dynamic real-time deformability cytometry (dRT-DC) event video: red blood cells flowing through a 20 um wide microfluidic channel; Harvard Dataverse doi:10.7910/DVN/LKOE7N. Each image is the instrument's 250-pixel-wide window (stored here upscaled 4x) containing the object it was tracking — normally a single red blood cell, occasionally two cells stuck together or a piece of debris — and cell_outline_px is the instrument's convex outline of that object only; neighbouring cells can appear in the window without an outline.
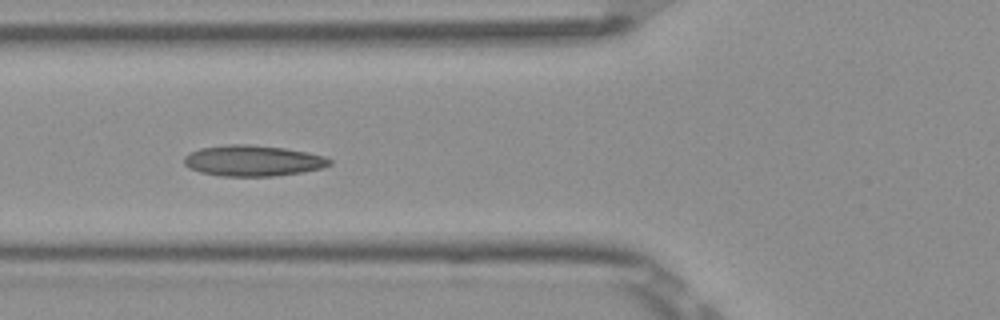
{"species": "Egyptian fruit bat (a non-hibernating species)", "species_latin": "Rousettus aegyptiacus", "temperature_condition": "room temperature", "stored_images_in_passage": 8, "camera_frame_rate_fps": 3000, "um_per_image_px": 0.085, "frame": {"image": 1, "passage_image": 6, "time_ms": 1.667, "image_size_px": [1000, 320], "cell_outline_px": [[332, 164], [324, 168], [304, 172], [276, 176], [220, 176], [200, 172], [188, 168], [184, 164], [184, 156], [188, 152], [200, 148], [228, 144], [248, 144], [284, 148], [308, 152], [324, 156], [332, 160]], "centroid_in_image_um": [21.5, 13.66], "position_along_channel_um": 104.3, "area_um2": 26.53}}
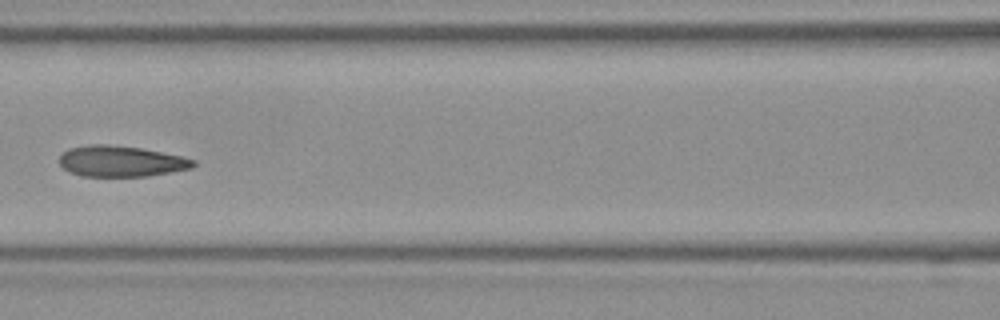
{"frame": {"image": 2, "passage_image": 7, "time_ms": 2.0, "image_size_px": [1000, 320], "cell_outline_px": [[196, 164], [192, 168], [148, 176], [80, 176], [64, 168], [60, 164], [60, 156], [68, 148], [88, 144], [108, 144], [140, 148], [184, 156], [196, 160]], "centroid_in_image_um": [10.31, 13.7], "position_along_channel_um": 156.3, "area_um2": 24.16}}
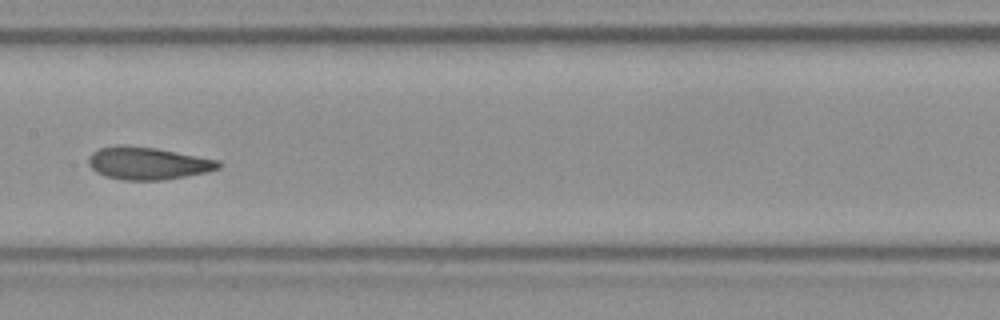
{"frame": {"image": 3, "passage_image": 8, "time_ms": 2.333, "image_size_px": [1000, 320], "cell_outline_px": [[220, 168], [208, 172], [160, 180], [124, 180], [104, 176], [96, 172], [88, 164], [88, 156], [92, 152], [100, 148], [116, 144], [124, 144], [156, 148], [220, 160]], "centroid_in_image_um": [12.53, 13.86], "position_along_channel_um": 194.9, "area_um2": 24.8}}